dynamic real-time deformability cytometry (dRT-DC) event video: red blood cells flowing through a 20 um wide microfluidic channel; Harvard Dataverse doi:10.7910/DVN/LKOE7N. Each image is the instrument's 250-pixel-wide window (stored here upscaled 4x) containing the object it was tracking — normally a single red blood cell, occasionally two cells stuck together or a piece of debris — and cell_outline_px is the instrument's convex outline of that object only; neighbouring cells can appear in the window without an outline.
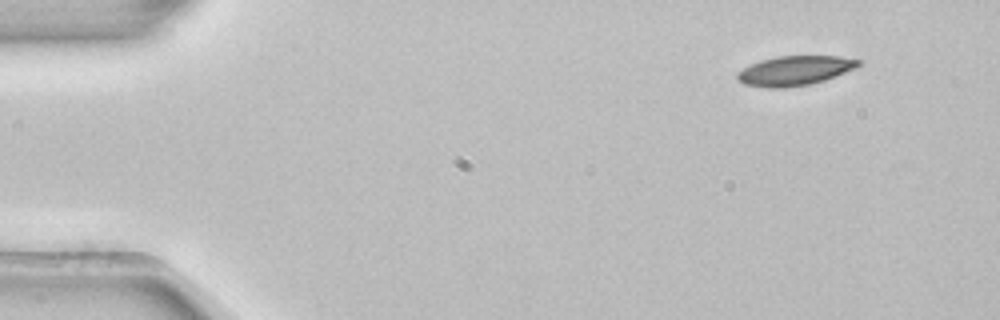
{"species": "common noctule bat (a hibernating species)", "species_latin": "Nyctalus noctula", "temperature_condition": "room temperature", "stored_images_in_passage": 3, "camera_frame_rate_fps": 3000, "um_per_image_px": 0.085, "animal": {"sex": "female", "body_mass_g": 22.7, "forearm_length_mm": 54.2}, "frame": {"image": 1, "passage_image": 1, "time_ms": 0.0, "image_size_px": [1000, 320], "cell_outline_px": [[860, 64], [856, 68], [836, 76], [824, 80], [808, 84], [784, 88], [768, 88], [744, 84], [736, 80], [736, 72], [760, 60], [780, 56], [840, 56], [860, 60]], "centroid_in_image_um": [67.53, 6.01], "position_along_channel_um": 17.5, "area_um2": 20.81}}